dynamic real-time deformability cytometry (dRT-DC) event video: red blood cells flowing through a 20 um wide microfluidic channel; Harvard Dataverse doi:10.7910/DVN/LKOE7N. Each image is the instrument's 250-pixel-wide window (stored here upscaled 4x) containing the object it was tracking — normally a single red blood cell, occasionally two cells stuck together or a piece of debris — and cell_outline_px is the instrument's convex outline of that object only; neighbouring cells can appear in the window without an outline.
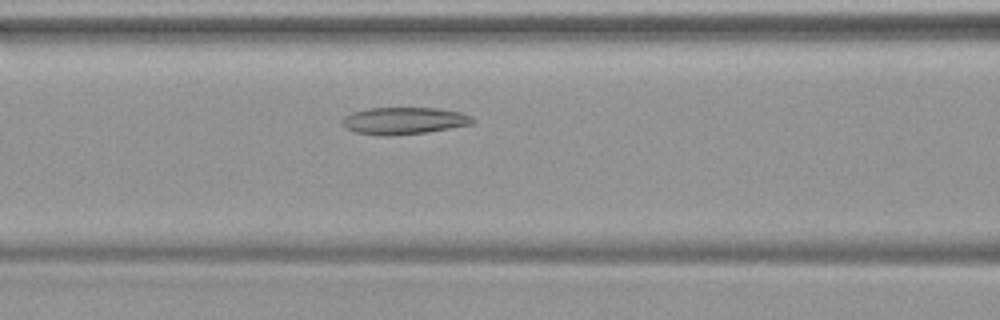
{"species": "common noctule bat (a hibernating species)", "species_latin": "Nyctalus noctula", "temperature_condition": "warm", "stored_images_in_passage": 44, "camera_frame_rate_fps": 3000, "um_per_image_px": 0.085, "animal": {"sex": "female", "body_mass_g": 19.9}, "frame": {"image": 1, "passage_image": 16, "time_ms": 5.0, "image_size_px": [1000, 320], "cell_outline_px": [[476, 120], [472, 124], [428, 132], [388, 136], [380, 136], [356, 132], [348, 128], [344, 124], [344, 116], [352, 112], [368, 108], [436, 108], [460, 112], [472, 116]], "centroid_in_image_um": [34.38, 10.26], "position_along_channel_um": 132.2, "area_um2": 20.46}}
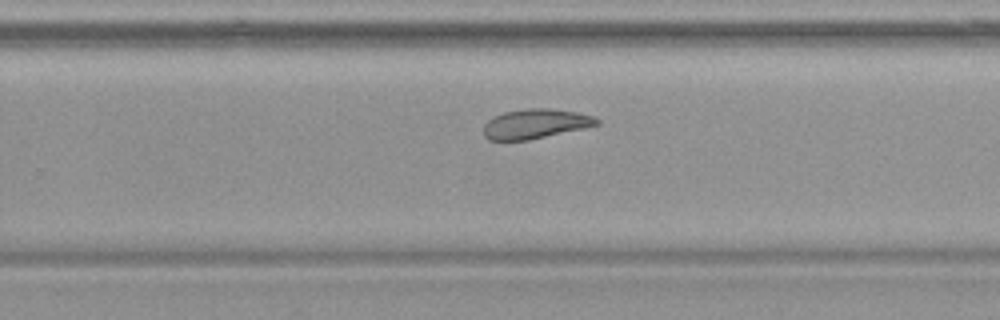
{"frame": {"image": 2, "passage_image": 27, "time_ms": 8.667, "image_size_px": [1000, 320], "cell_outline_px": [[600, 124], [584, 128], [528, 140], [488, 140], [484, 136], [484, 124], [492, 116], [504, 112], [528, 108], [548, 108], [576, 112], [592, 116], [600, 120]], "centroid_in_image_um": [45.48, 10.52], "position_along_channel_um": 284.3, "area_um2": 19.48}}
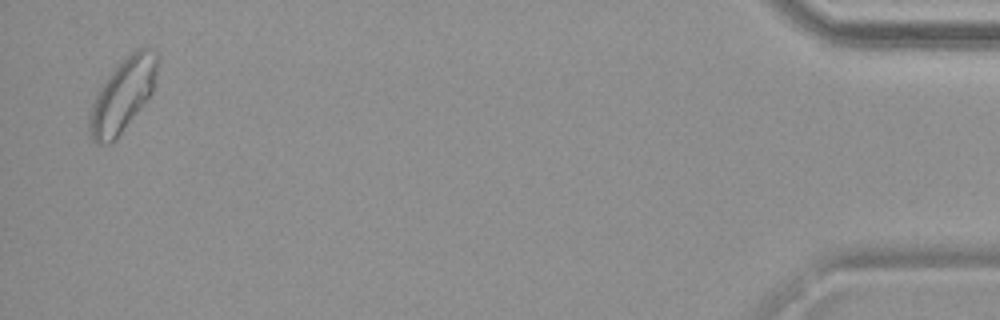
{"frame": {"image": 3, "passage_image": 43, "time_ms": 14.0, "image_size_px": [1000, 320], "cell_outline_px": [[160, 60], [152, 92], [116, 140], [112, 144], [96, 144], [92, 140], [88, 132], [88, 116], [92, 100], [96, 92], [112, 68], [136, 48], [148, 48], [156, 52], [160, 56]], "centroid_in_image_um": [10.39, 8.08], "position_along_channel_um": 424.8, "area_um2": 29.54}}